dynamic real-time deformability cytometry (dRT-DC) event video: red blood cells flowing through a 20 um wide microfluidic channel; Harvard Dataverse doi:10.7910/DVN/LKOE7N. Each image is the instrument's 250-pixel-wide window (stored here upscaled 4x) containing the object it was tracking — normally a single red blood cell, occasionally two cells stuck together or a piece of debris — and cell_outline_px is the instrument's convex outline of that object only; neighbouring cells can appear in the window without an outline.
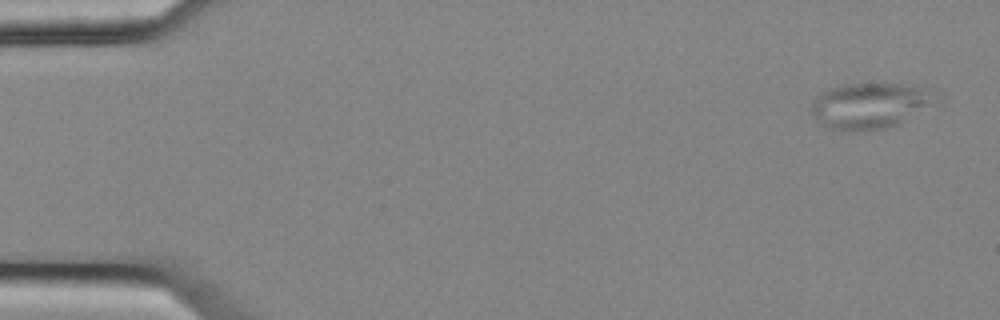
{"species": "common noctule bat (a hibernating species)", "species_latin": "Nyctalus noctula", "temperature_condition": "cold", "stored_images_in_passage": 6, "camera_frame_rate_fps": 3000, "um_per_image_px": 0.085, "animal": {"sex": "female", "body_mass_g": 25.1}, "frame": {"image": 1, "passage_image": 1, "time_ms": 0.0, "image_size_px": [1000, 320], "cell_outline_px": [[924, 104], [896, 124], [888, 128], [860, 132], [840, 132], [828, 128], [820, 124], [812, 112], [812, 100], [820, 92], [828, 88], [844, 84], [904, 84], [924, 88]], "centroid_in_image_um": [73.6, 9.02], "position_along_channel_um": 11.4, "area_um2": 31.56}}